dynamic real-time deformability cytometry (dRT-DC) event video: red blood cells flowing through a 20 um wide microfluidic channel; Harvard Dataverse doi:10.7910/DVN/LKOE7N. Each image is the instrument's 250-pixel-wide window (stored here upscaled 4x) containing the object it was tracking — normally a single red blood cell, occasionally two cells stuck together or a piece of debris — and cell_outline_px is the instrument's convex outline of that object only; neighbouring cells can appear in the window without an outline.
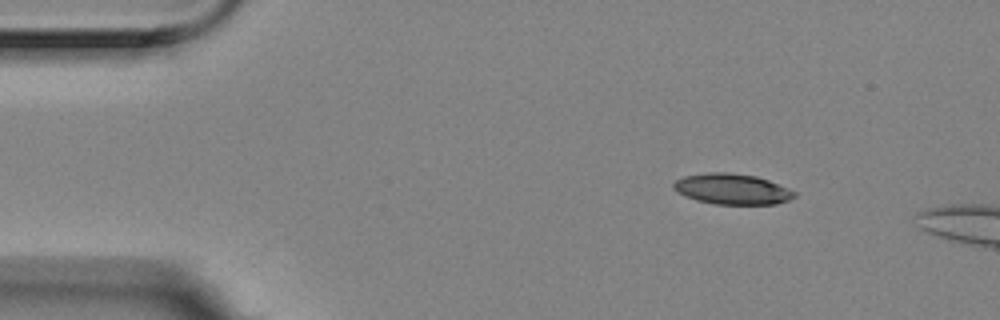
{"species": "Egyptian fruit bat (a non-hibernating species)", "species_latin": "Rousettus aegyptiacus", "temperature_condition": "room temperature", "stored_images_in_passage": 4, "camera_frame_rate_fps": 3000, "um_per_image_px": 0.085, "animal": {"sex": "female"}, "frame": {"image": 1, "passage_image": 1, "time_ms": 0.0, "image_size_px": [1000, 320], "cell_outline_px": [[796, 196], [788, 200], [776, 204], [712, 204], [696, 200], [684, 196], [676, 192], [672, 188], [672, 184], [676, 180], [684, 176], [708, 172], [728, 172], [756, 176], [768, 180], [796, 192]], "centroid_in_image_um": [62.18, 16.07], "position_along_channel_um": 22.8, "area_um2": 21.68}}